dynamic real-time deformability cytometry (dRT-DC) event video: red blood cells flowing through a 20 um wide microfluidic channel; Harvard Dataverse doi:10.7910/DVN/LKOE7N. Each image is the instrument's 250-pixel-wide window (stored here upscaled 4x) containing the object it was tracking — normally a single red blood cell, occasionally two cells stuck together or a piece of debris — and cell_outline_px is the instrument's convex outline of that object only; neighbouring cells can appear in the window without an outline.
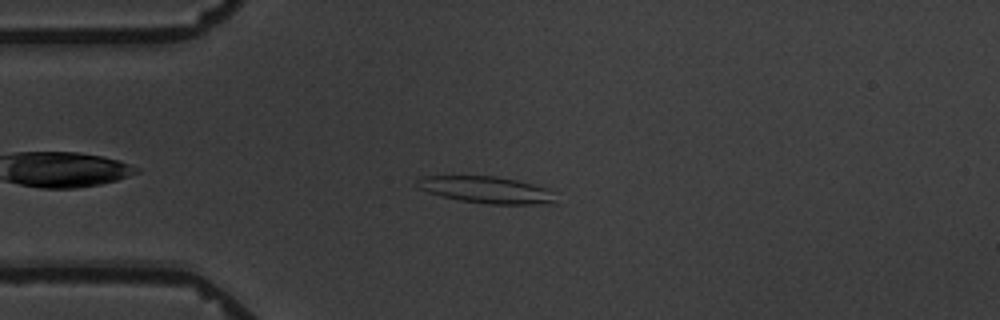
{"species": "common noctule bat (a hibernating species)", "species_latin": "Nyctalus noctula", "temperature_condition": "warm", "stored_images_in_passage": 5, "camera_frame_rate_fps": 3000, "um_per_image_px": 0.085, "animal": {"sex": "male", "body_mass_g": 19.5, "forearm_length_mm": 54.6}, "frame": {"image": 1, "passage_image": 3, "time_ms": 2.667, "image_size_px": [1000, 320], "cell_outline_px": [[556, 204], [488, 204], [460, 200], [440, 196], [428, 192], [420, 188], [416, 184], [416, 180], [420, 176], [496, 176], [516, 180], [532, 184], [544, 188]], "centroid_in_image_um": [41.24, 16.13], "position_along_channel_um": 43.8, "area_um2": 21.21}}